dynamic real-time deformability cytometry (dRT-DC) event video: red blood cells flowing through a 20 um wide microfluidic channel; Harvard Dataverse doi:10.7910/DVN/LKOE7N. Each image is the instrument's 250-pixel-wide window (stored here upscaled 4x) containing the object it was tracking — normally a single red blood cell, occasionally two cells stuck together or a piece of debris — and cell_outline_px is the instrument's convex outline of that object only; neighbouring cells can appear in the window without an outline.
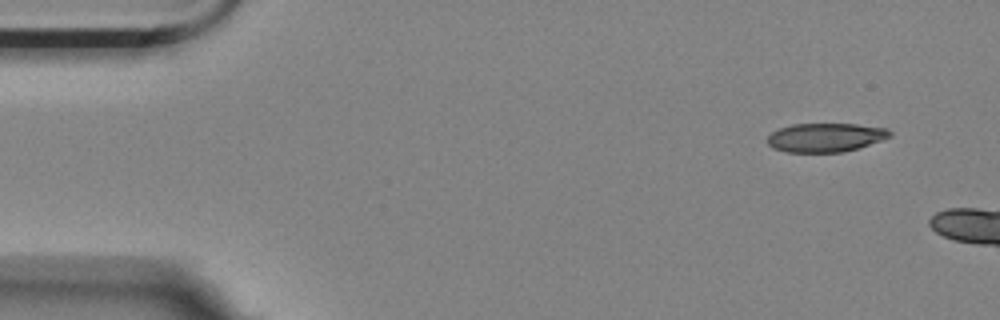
{"species": "Egyptian fruit bat (a non-hibernating species)", "species_latin": "Rousettus aegyptiacus", "temperature_condition": "room temperature", "stored_images_in_passage": 4, "camera_frame_rate_fps": 3000, "um_per_image_px": 0.085, "animal": {"sex": "female"}, "frame": {"image": 1, "passage_image": 4, "time_ms": 1.0, "image_size_px": [1000, 320], "cell_outline_px": [[892, 136], [860, 148], [844, 152], [788, 152], [772, 148], [768, 144], [768, 136], [772, 132], [780, 128], [792, 124], [856, 124], [888, 128], [892, 132]], "centroid_in_image_um": [70.2, 11.69], "position_along_channel_um": 14.8, "area_um2": 20.69}}